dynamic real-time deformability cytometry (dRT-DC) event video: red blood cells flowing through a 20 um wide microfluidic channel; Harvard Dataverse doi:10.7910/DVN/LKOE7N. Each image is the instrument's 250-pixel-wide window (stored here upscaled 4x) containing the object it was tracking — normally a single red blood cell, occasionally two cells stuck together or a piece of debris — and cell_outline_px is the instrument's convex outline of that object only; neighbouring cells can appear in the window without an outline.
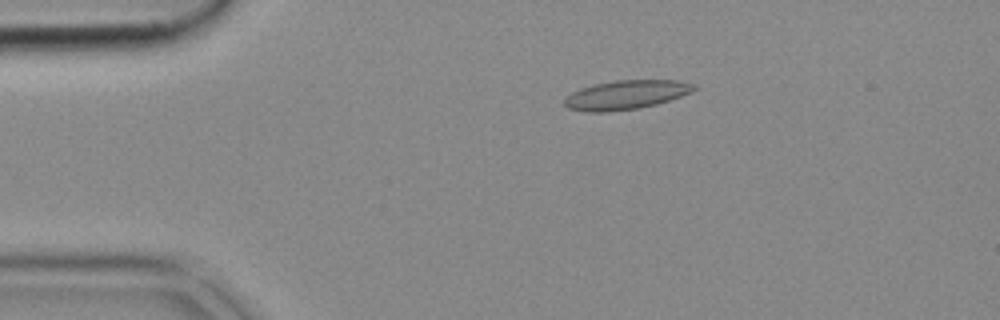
{"species": "common noctule bat (a hibernating species)", "species_latin": "Nyctalus noctula", "temperature_condition": "cold", "stored_images_in_passage": 52, "camera_frame_rate_fps": 3000, "um_per_image_px": 0.085, "animal": {"sex": "female", "body_mass_g": 18.4}, "frame": {"image": 1, "passage_image": 10, "time_ms": 3.0, "image_size_px": [1000, 320], "cell_outline_px": [[700, 88], [692, 92], [656, 104], [636, 108], [608, 112], [588, 112], [568, 108], [564, 104], [564, 100], [572, 92], [580, 88], [592, 84], [616, 80], [676, 80], [696, 84]], "centroid_in_image_um": [53.23, 8.05], "position_along_channel_um": 31.8, "area_um2": 21.96}}
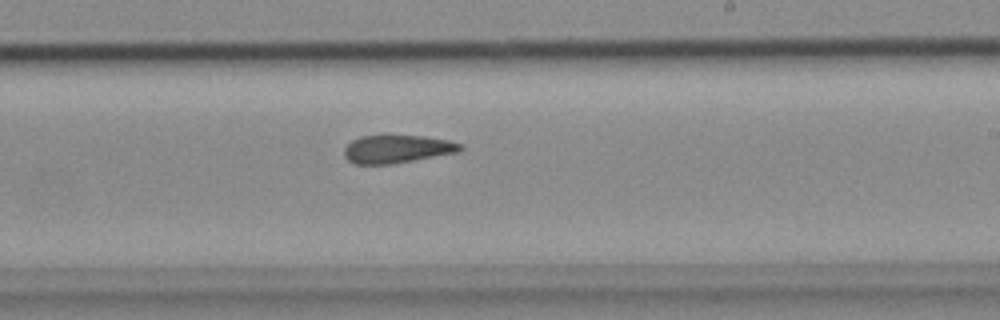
{"frame": {"image": 2, "passage_image": 31, "time_ms": 10.0, "image_size_px": [1000, 320], "cell_outline_px": [[464, 148], [460, 152], [392, 164], [356, 164], [348, 160], [344, 156], [344, 148], [352, 140], [360, 136], [384, 132], [424, 136], [448, 140], [464, 144]], "centroid_in_image_um": [33.76, 12.61], "position_along_channel_um": 255.2, "area_um2": 19.94}}
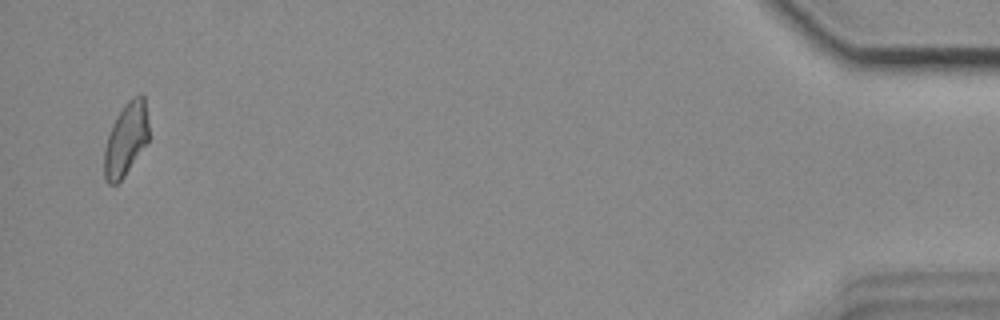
{"frame": {"image": 3, "passage_image": 51, "time_ms": 16.667, "image_size_px": [1000, 320], "cell_outline_px": [[148, 144], [124, 176], [116, 184], [108, 184], [104, 176], [104, 152], [108, 136], [112, 124], [124, 104], [132, 96], [140, 92], [144, 96], [148, 124]], "centroid_in_image_um": [10.72, 11.82], "position_along_channel_um": 424.5, "area_um2": 19.07}}